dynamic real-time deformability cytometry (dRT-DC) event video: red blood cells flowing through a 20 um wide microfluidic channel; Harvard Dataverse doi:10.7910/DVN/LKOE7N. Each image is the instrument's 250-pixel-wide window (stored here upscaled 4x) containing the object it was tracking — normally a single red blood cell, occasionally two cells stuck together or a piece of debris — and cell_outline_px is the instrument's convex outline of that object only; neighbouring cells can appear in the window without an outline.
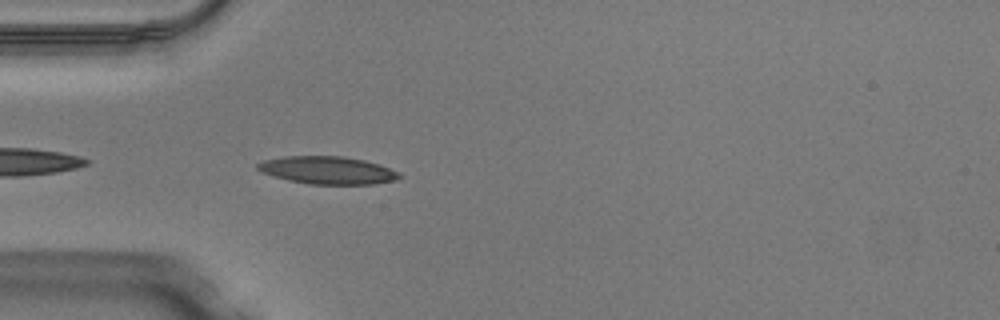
{"species": "Egyptian fruit bat (a non-hibernating species)", "species_latin": "Rousettus aegyptiacus", "temperature_condition": "warm", "stored_images_in_passage": 11, "camera_frame_rate_fps": 3000, "um_per_image_px": 0.085, "animal": {"sex": "male"}, "frame": {"image": 1, "passage_image": 2, "time_ms": 0.333, "image_size_px": [1000, 320], "cell_outline_px": [[404, 176], [396, 180], [372, 184], [308, 184], [288, 180], [264, 172], [256, 168], [256, 164], [264, 160], [284, 156], [344, 156], [364, 160], [400, 172]], "centroid_in_image_um": [27.87, 14.47], "position_along_channel_um": 57.1, "area_um2": 22.72}}
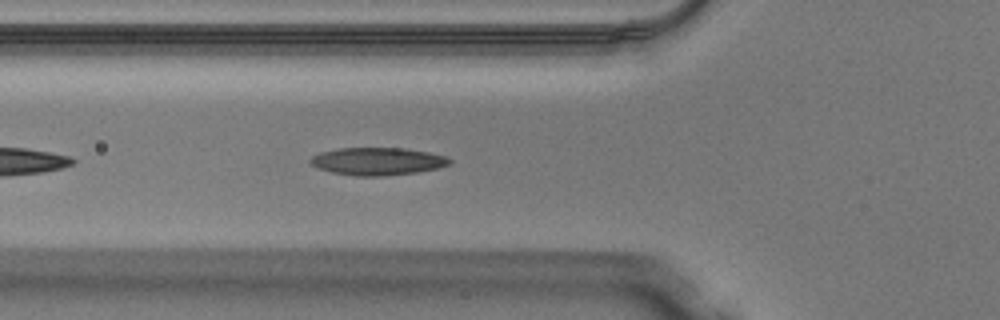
{"frame": {"image": 2, "passage_image": 5, "time_ms": 1.333, "image_size_px": [1000, 320], "cell_outline_px": [[452, 164], [420, 172], [380, 176], [356, 176], [332, 172], [320, 168], [312, 164], [308, 160], [312, 156], [320, 152], [336, 148], [404, 148], [428, 152], [448, 156], [452, 160]], "centroid_in_image_um": [32.13, 13.7], "position_along_channel_um": 93.7, "area_um2": 22.48}}
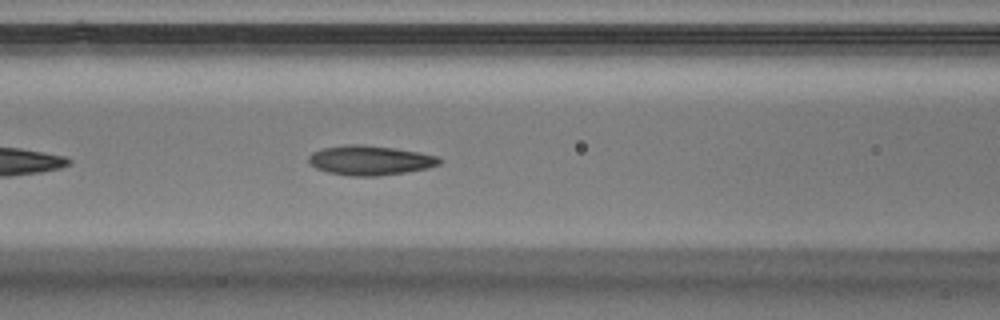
{"frame": {"image": 3, "passage_image": 8, "time_ms": 2.333, "image_size_px": [1000, 320], "cell_outline_px": [[440, 164], [428, 168], [404, 172], [376, 176], [352, 176], [328, 172], [316, 168], [308, 160], [308, 156], [312, 152], [324, 148], [348, 144], [360, 144], [396, 148], [436, 156], [440, 160]], "centroid_in_image_um": [31.43, 13.62], "position_along_channel_um": 135.2, "area_um2": 22.25}}